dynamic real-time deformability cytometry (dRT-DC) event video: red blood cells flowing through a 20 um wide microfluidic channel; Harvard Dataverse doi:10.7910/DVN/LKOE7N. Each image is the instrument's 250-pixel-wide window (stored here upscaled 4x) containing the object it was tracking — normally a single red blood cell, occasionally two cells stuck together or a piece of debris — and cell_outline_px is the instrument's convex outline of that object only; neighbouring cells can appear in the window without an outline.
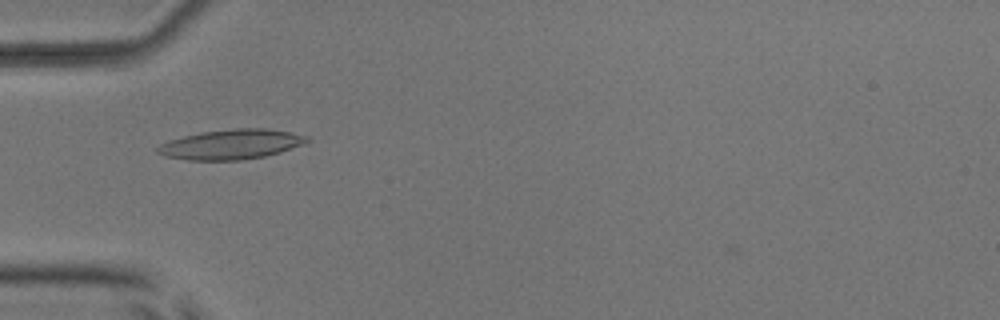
{"species": "common noctule bat (a hibernating species)", "species_latin": "Nyctalus noctula", "temperature_condition": "room temperature", "stored_images_in_passage": 23, "camera_frame_rate_fps": 3000, "um_per_image_px": 0.085, "animal": {"sex": "male", "body_mass_g": 17.9, "forearm_length_mm": 54.2}, "frame": {"image": 1, "passage_image": 2, "time_ms": 0.333, "image_size_px": [1000, 320], "cell_outline_px": [[312, 140], [304, 144], [280, 152], [264, 156], [240, 160], [188, 160], [164, 156], [156, 152], [156, 148], [160, 144], [168, 140], [200, 132], [236, 128], [268, 128], [308, 136]], "centroid_in_image_um": [19.65, 12.26], "position_along_channel_um": 65.4, "area_um2": 26.07}}
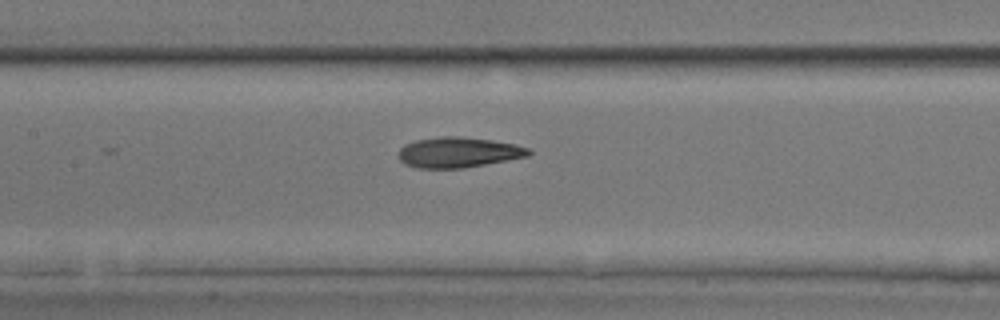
{"frame": {"image": 2, "passage_image": 10, "time_ms": 3.0, "image_size_px": [1000, 320], "cell_outline_px": [[532, 152], [528, 156], [464, 168], [416, 168], [404, 164], [400, 160], [400, 148], [404, 144], [416, 140], [444, 136], [460, 136], [492, 140], [516, 144], [528, 148]], "centroid_in_image_um": [38.96, 12.95], "position_along_channel_um": 168.4, "area_um2": 23.0}}
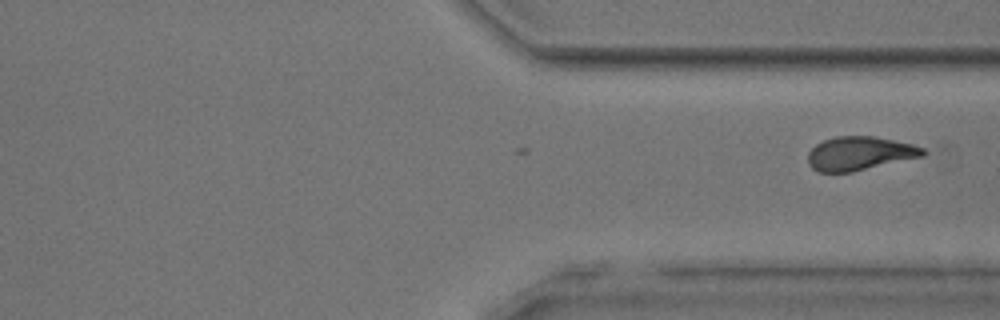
{"frame": {"image": 3, "passage_image": 23, "time_ms": 7.333, "image_size_px": [1000, 320], "cell_outline_px": [[928, 152], [924, 156], [852, 172], [820, 172], [812, 168], [808, 164], [808, 152], [816, 144], [824, 140], [836, 136], [872, 136], [912, 144], [924, 148]], "centroid_in_image_um": [73.08, 13.04], "position_along_channel_um": 338.3, "area_um2": 22.6}}